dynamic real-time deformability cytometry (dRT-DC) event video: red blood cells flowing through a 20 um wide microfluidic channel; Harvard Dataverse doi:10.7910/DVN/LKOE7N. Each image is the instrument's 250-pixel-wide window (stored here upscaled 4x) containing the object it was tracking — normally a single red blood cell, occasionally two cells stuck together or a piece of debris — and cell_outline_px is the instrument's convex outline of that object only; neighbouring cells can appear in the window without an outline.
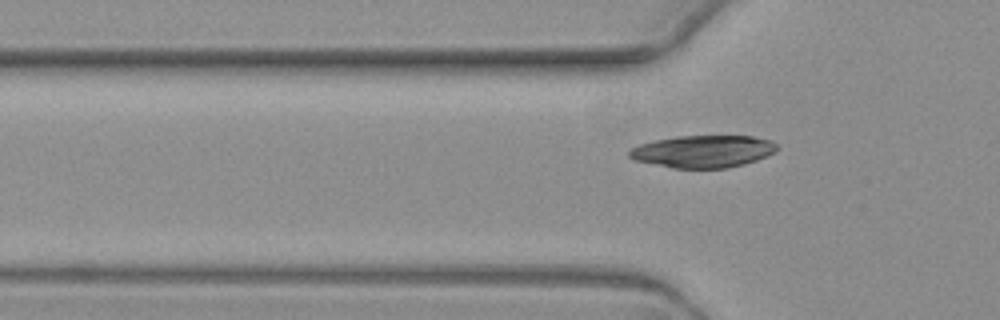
{"species": "common noctule bat (a hibernating species)", "species_latin": "Nyctalus noctula", "temperature_condition": "warm", "stored_images_in_passage": 5, "camera_frame_rate_fps": 3000, "um_per_image_px": 0.085, "animal": {"sex": "female", "body_mass_g": 19.3, "forearm_length_mm": 54.1}, "frame": {"image": 1, "passage_image": 5, "time_ms": 5.333, "image_size_px": [1000, 320], "cell_outline_px": [[780, 148], [776, 152], [768, 156], [744, 164], [728, 168], [672, 168], [636, 160], [628, 156], [628, 152], [632, 148], [640, 144], [656, 140], [676, 136], [752, 136], [772, 140]], "centroid_in_image_um": [59.82, 12.87], "position_along_channel_um": 66.0, "area_um2": 27.86}}